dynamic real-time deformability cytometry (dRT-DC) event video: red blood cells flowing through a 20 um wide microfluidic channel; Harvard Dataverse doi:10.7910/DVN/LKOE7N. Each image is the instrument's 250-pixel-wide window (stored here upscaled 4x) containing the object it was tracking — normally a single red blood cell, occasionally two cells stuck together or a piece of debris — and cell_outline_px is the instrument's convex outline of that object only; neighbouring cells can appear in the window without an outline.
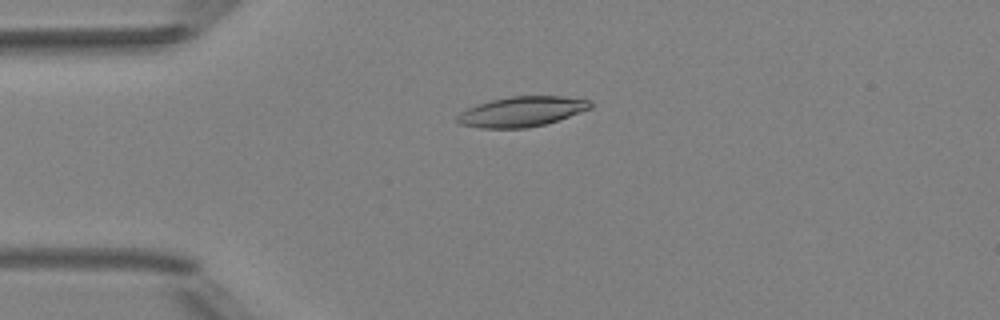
{"species": "Egyptian fruit bat (a non-hibernating species)", "species_latin": "Rousettus aegyptiacus", "temperature_condition": "room temperature", "stored_images_in_passage": 4, "camera_frame_rate_fps": 3000, "um_per_image_px": 0.085, "animal": {"sex": "female"}, "frame": {"image": 1, "passage_image": 3, "time_ms": 2.333, "image_size_px": [1000, 320], "cell_outline_px": [[592, 108], [544, 124], [524, 128], [480, 128], [460, 124], [456, 120], [456, 116], [460, 112], [476, 104], [492, 100], [512, 96], [560, 96], [592, 100]], "centroid_in_image_um": [44.32, 9.48], "position_along_channel_um": 40.7, "area_um2": 23.18}}